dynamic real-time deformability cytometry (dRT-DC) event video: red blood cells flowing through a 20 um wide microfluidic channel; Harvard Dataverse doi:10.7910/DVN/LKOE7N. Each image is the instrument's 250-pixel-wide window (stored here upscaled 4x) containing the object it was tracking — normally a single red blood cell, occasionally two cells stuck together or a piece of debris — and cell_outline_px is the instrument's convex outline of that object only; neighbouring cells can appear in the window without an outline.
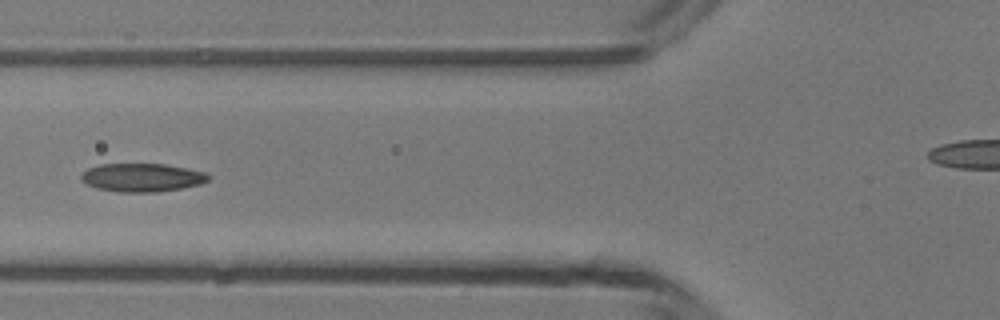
{"species": "common noctule bat (a hibernating species)", "species_latin": "Nyctalus noctula", "temperature_condition": "room temperature", "stored_images_in_passage": 6, "camera_frame_rate_fps": 3000, "um_per_image_px": 0.085, "animal": {"sex": "male", "body_mass_g": 13.3}, "frame": {"image": 1, "passage_image": 6, "time_ms": 5.667, "image_size_px": [1000, 320], "cell_outline_px": [[212, 176], [208, 180], [200, 184], [180, 188], [156, 192], [120, 192], [96, 188], [80, 180], [80, 176], [88, 168], [100, 164], [164, 164], [204, 172]], "centroid_in_image_um": [12.05, 15.09], "position_along_channel_um": 113.7, "area_um2": 20.87}}